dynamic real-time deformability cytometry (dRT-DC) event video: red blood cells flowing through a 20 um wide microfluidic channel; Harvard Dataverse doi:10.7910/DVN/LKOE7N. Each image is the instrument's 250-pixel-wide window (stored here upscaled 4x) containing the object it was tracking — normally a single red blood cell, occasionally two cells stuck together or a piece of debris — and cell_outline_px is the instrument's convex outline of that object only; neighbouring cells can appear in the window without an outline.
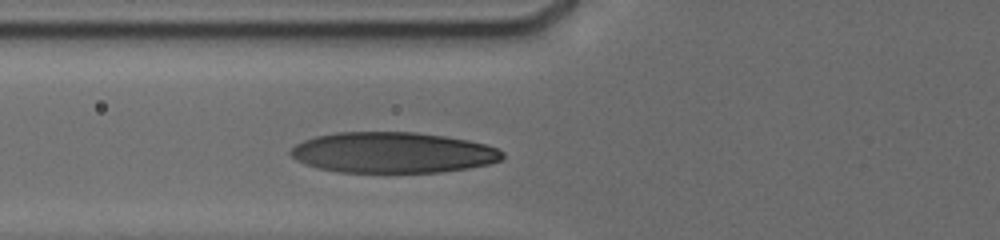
{"species": "human", "species_latin": "Homo sapiens", "temperature_condition": "cold", "stored_images_in_passage": 3, "camera_frame_rate_fps": 3000, "um_per_image_px": 0.085, "donor": {"sex": "male"}, "frame": {"image": 1, "passage_image": 3, "time_ms": 1.333, "image_size_px": [1000, 240], "cell_outline_px": [[504, 156], [500, 160], [488, 164], [468, 168], [440, 172], [336, 172], [304, 164], [296, 160], [288, 152], [296, 144], [304, 140], [316, 136], [336, 132], [416, 132], [444, 136], [468, 140], [484, 144], [496, 148], [504, 152]], "centroid_in_image_um": [33.36, 12.97], "position_along_channel_um": 92.4, "area_um2": 50.29}}